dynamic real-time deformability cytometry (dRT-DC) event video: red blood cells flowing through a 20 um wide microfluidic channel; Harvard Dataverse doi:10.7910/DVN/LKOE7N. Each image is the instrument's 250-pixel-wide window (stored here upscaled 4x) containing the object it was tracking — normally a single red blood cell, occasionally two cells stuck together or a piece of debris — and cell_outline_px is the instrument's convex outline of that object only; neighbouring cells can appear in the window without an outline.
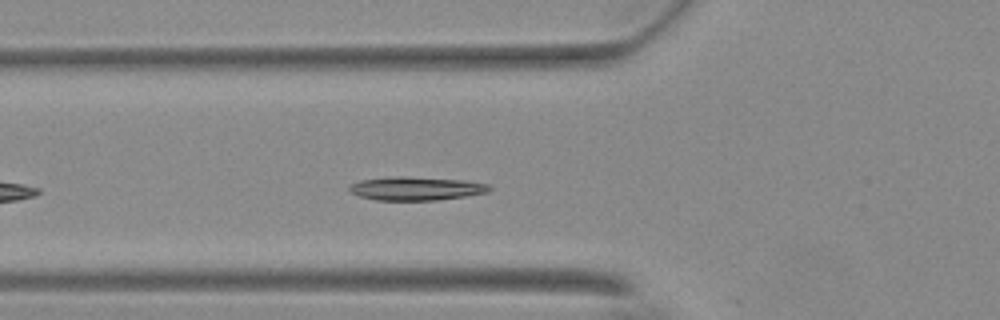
{"species": "Egyptian fruit bat (a non-hibernating species)", "species_latin": "Rousettus aegyptiacus", "temperature_condition": "warm", "stored_images_in_passage": 43, "camera_frame_rate_fps": 3000, "um_per_image_px": 0.085, "animal": {"sex": "female"}, "frame": {"image": 1, "passage_image": 7, "time_ms": 2.0, "image_size_px": [1000, 320], "cell_outline_px": [[492, 188], [488, 192], [464, 196], [436, 200], [376, 200], [360, 196], [352, 192], [348, 188], [352, 184], [360, 180], [396, 176], [400, 176], [464, 180], [488, 184]], "centroid_in_image_um": [35.38, 16.02], "position_along_channel_um": 90.4, "area_um2": 18.96}}
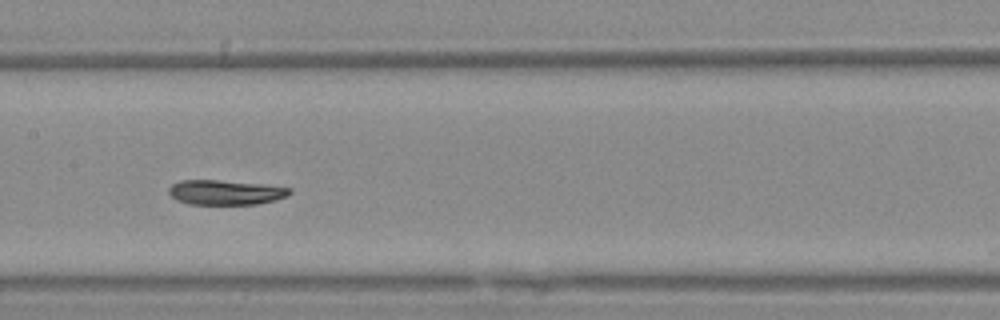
{"frame": {"image": 2, "passage_image": 15, "time_ms": 4.667, "image_size_px": [1000, 320], "cell_outline_px": [[292, 192], [288, 196], [276, 200], [256, 204], [188, 204], [176, 200], [168, 192], [168, 188], [172, 184], [180, 180], [220, 180], [260, 184], [292, 188]], "centroid_in_image_um": [19.16, 16.35], "position_along_channel_um": 188.2, "area_um2": 17.51}}
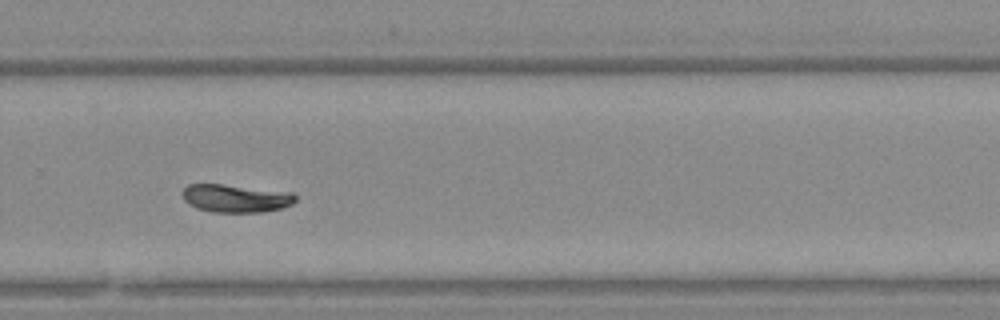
{"frame": {"image": 3, "passage_image": 25, "time_ms": 8.0, "image_size_px": [1000, 320], "cell_outline_px": [[296, 200], [292, 204], [284, 208], [260, 212], [212, 212], [196, 208], [188, 204], [184, 200], [180, 192], [188, 184], [224, 184], [292, 192], [296, 196]], "centroid_in_image_um": [20.02, 16.85], "position_along_channel_um": 309.8, "area_um2": 18.67}, "authors_computed_cell_mechanics": {"area_um2": 18.3226, "velocity_mm_per_s": 3.6594, "shape_relaxation_time_tau1_ms": 3.3037, "shape_relaxation_time_tau2_ms": 2.6495, "deformation_change_tau1": 0.1678, "deformation_change_tau2": 0.0818}}